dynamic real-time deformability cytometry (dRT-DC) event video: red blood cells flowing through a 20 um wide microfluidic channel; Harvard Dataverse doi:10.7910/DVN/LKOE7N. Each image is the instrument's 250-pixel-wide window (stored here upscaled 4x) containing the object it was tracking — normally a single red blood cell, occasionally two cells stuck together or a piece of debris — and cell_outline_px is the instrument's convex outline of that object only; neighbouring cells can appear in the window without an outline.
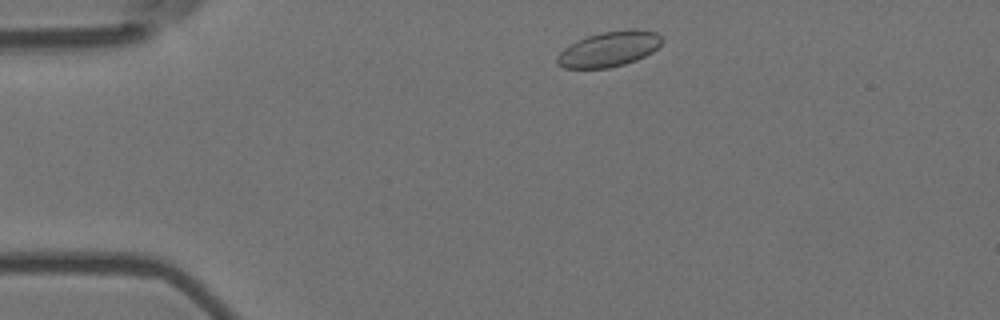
{"species": "Egyptian fruit bat (a non-hibernating species)", "species_latin": "Rousettus aegyptiacus", "temperature_condition": "room temperature", "stored_images_in_passage": 49, "camera_frame_rate_fps": 3000, "um_per_image_px": 0.085, "animal": {"sex": "female"}, "frame": {"image": 1, "passage_image": 3, "time_ms": 0.667, "image_size_px": [1000, 320], "cell_outline_px": [[664, 40], [652, 52], [636, 60], [624, 64], [608, 68], [564, 68], [556, 64], [556, 56], [564, 48], [576, 40], [588, 36], [604, 32], [628, 28], [636, 28], [656, 32]], "centroid_in_image_um": [51.76, 4.16], "position_along_channel_um": 33.2, "area_um2": 21.62}}
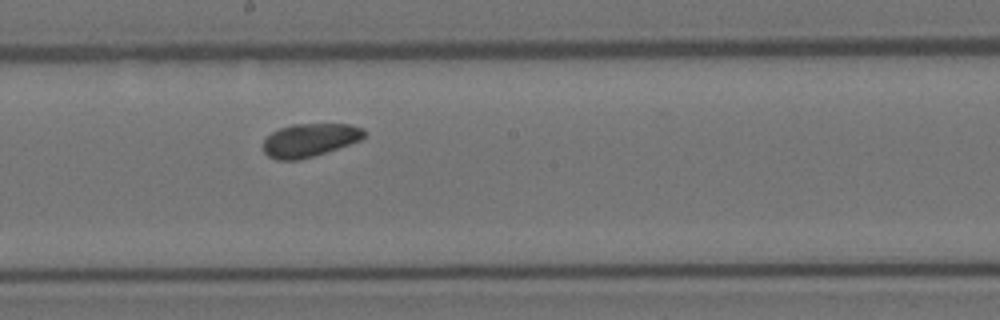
{"frame": {"image": 2, "passage_image": 23, "time_ms": 7.333, "image_size_px": [1000, 320], "cell_outline_px": [[368, 132], [360, 140], [312, 156], [296, 160], [276, 160], [268, 156], [264, 152], [264, 140], [272, 132], [280, 128], [292, 124], [352, 124], [364, 128]], "centroid_in_image_um": [26.34, 11.89], "position_along_channel_um": 221.9, "area_um2": 19.42}}
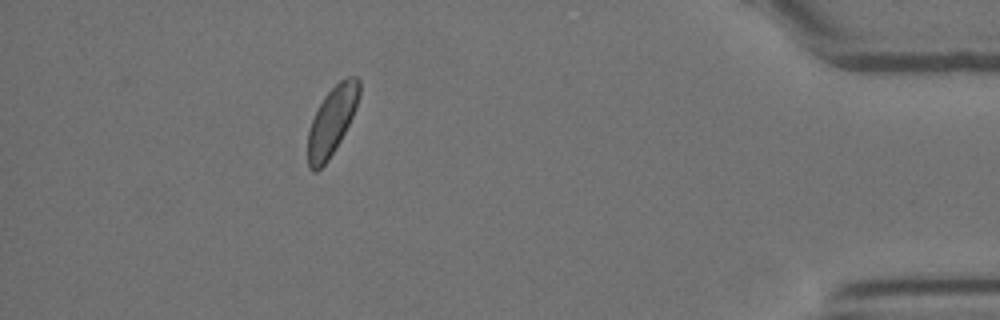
{"frame": {"image": 3, "passage_image": 43, "time_ms": 14.0, "image_size_px": [1000, 320], "cell_outline_px": [[360, 96], [356, 108], [340, 140], [328, 160], [316, 172], [312, 172], [308, 168], [308, 132], [316, 108], [324, 96], [340, 80], [348, 76], [356, 76], [360, 80]], "centroid_in_image_um": [28.2, 10.26], "position_along_channel_um": 407.0, "area_um2": 20.4}, "authors_computed_cell_mechanics": {"area_um2": 20.23, "velocity_mm_per_s": 3.5437, "shape_relaxation_time_tau1_ms": null, "shape_relaxation_time_tau2_ms": 9.3332, "deformation_change_tau1": null, "deformation_change_tau2": 0.1218}}